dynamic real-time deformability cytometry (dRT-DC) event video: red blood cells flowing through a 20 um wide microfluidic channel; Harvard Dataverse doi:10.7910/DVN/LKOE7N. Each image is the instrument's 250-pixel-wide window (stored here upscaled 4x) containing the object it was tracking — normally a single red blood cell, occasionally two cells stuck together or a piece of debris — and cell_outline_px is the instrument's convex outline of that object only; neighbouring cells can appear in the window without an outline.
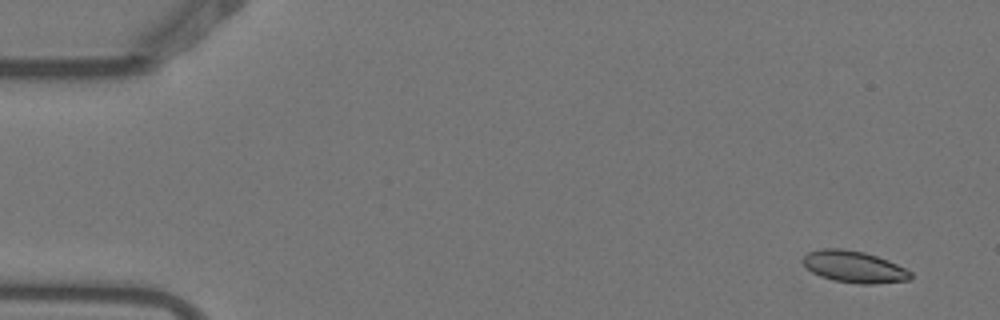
{"species": "Egyptian fruit bat (a non-hibernating species)", "species_latin": "Rousettus aegyptiacus", "temperature_condition": "warm", "stored_images_in_passage": 5, "segment_of_instrument_passage": [1, 2], "camera_frame_rate_fps": 3000, "um_per_image_px": 0.085, "animal": {"sex": "female"}, "frame": {"image": 1, "passage_image": 1, "time_ms": 0.0, "image_size_px": [1000, 320], "cell_outline_px": [[912, 276], [908, 280], [872, 284], [860, 284], [832, 280], [820, 276], [812, 272], [800, 260], [808, 252], [824, 248], [840, 248], [864, 252], [888, 260], [912, 272]], "centroid_in_image_um": [72.57, 22.68], "position_along_channel_um": 12.4, "area_um2": 19.83}}
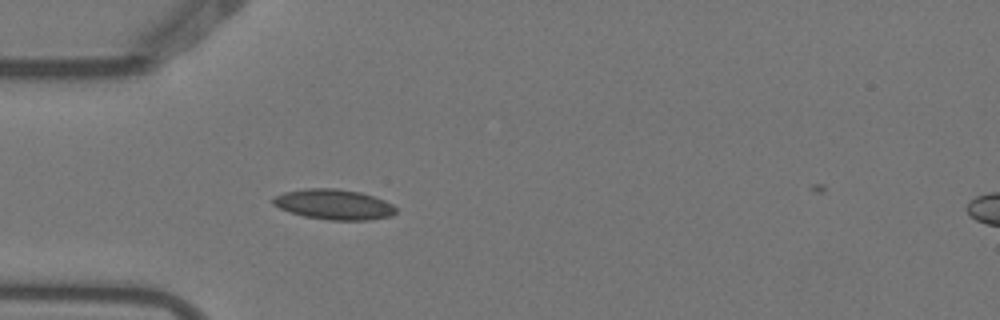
{"frame": {"image": 2, "passage_image": 4, "time_ms": 1.0, "image_size_px": [1000, 320], "cell_outline_px": [[396, 212], [392, 216], [368, 220], [328, 220], [304, 216], [280, 208], [272, 204], [272, 200], [276, 196], [284, 192], [304, 188], [336, 188], [360, 192], [384, 200], [392, 204], [396, 208]], "centroid_in_image_um": [28.39, 17.37], "position_along_channel_um": 56.6, "area_um2": 21.62}}